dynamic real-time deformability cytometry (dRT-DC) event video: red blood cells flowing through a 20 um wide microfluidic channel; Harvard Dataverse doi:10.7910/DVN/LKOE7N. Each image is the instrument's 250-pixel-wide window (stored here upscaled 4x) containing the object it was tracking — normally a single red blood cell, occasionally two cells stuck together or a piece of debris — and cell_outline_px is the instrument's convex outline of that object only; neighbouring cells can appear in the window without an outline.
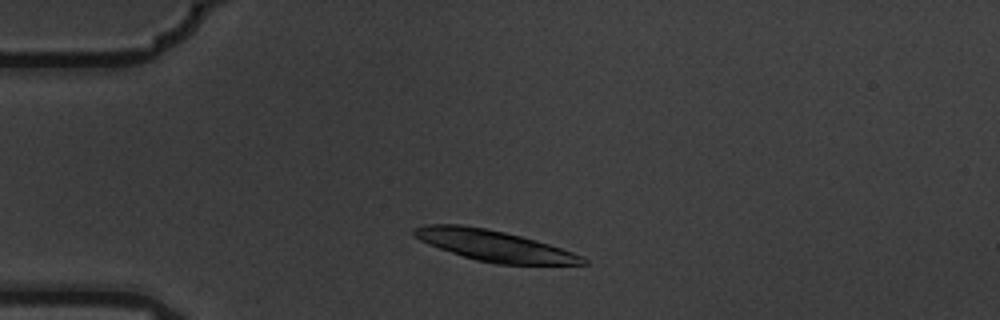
{"species": "common noctule bat (a hibernating species)", "species_latin": "Nyctalus noctula", "temperature_condition": "warm", "stored_images_in_passage": 4, "camera_frame_rate_fps": 3000, "um_per_image_px": 0.085, "animal": {"sex": "male", "body_mass_g": 19.5, "forearm_length_mm": 54.6}, "frame": {"image": 1, "passage_image": 2, "time_ms": 0.333, "image_size_px": [1000, 320], "cell_outline_px": [[588, 264], [496, 264], [476, 260], [428, 244], [412, 236], [412, 228], [424, 224], [460, 224], [484, 228], [504, 232], [520, 236], [548, 244], [584, 256], [588, 260]], "centroid_in_image_um": [41.96, 20.87], "position_along_channel_um": 43.0, "area_um2": 30.11}}